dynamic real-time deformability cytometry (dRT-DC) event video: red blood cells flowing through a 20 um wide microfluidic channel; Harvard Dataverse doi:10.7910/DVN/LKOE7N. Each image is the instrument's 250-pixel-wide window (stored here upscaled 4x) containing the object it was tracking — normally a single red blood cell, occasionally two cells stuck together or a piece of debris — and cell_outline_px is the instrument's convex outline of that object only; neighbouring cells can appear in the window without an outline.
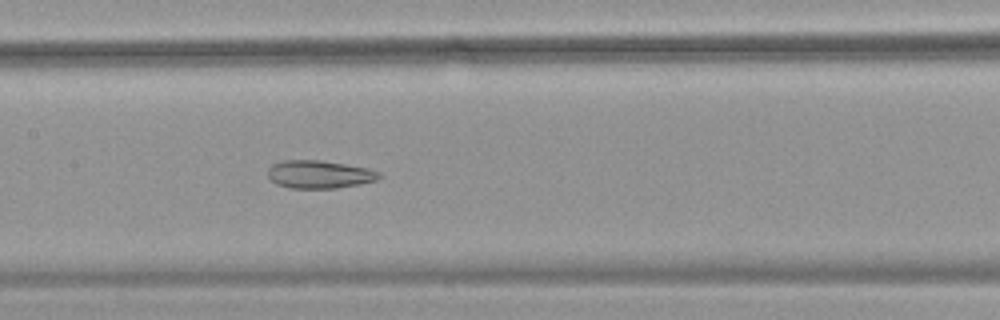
{"species": "common noctule bat (a hibernating species)", "species_latin": "Nyctalus noctula", "temperature_condition": "warm", "stored_images_in_passage": 54, "camera_frame_rate_fps": 3000, "um_per_image_px": 0.085, "animal": {"sex": "female", "body_mass_g": 18.4}, "frame": {"image": 1, "passage_image": 27, "time_ms": 8.667, "image_size_px": [1000, 320], "cell_outline_px": [[384, 176], [376, 180], [360, 184], [336, 188], [288, 188], [276, 184], [268, 176], [268, 168], [272, 164], [284, 160], [320, 160], [368, 168], [380, 172]], "centroid_in_image_um": [27.15, 14.82], "position_along_channel_um": 180.2, "area_um2": 18.21}}
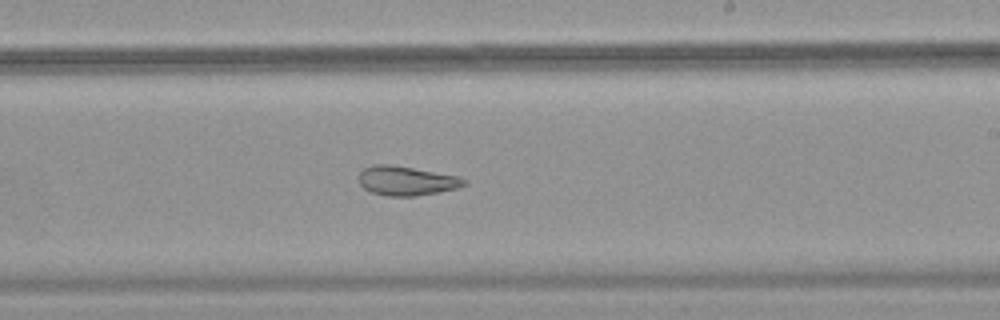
{"frame": {"image": 2, "passage_image": 33, "time_ms": 10.667, "image_size_px": [1000, 320], "cell_outline_px": [[468, 184], [456, 188], [436, 192], [412, 196], [388, 196], [372, 192], [364, 188], [360, 184], [360, 172], [364, 168], [372, 164], [392, 164], [456, 176], [468, 180]], "centroid_in_image_um": [34.53, 15.35], "position_along_channel_um": 254.5, "area_um2": 17.74}}
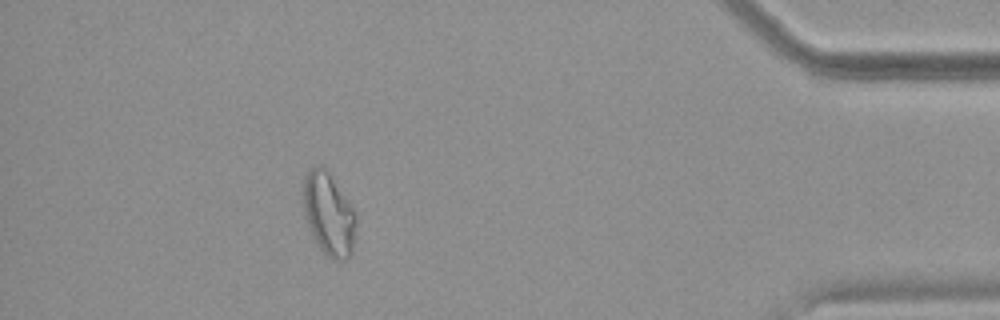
{"frame": {"image": 3, "passage_image": 49, "time_ms": 16.0, "image_size_px": [1000, 320], "cell_outline_px": [[356, 228], [352, 248], [348, 256], [344, 260], [332, 260], [316, 244], [308, 224], [304, 212], [300, 188], [304, 176], [308, 168], [316, 164], [324, 164], [356, 212]], "centroid_in_image_um": [27.9, 18.1], "position_along_channel_um": 407.3, "area_um2": 26.13}, "authors_computed_cell_mechanics": {"area_um2": 24.3627, "velocity_mm_per_s": 3.7296, "shape_relaxation_time_tau1_ms": null, "shape_relaxation_time_tau2_ms": 2.7554, "deformation_change_tau1": null, "deformation_change_tau2": 0.0901}}